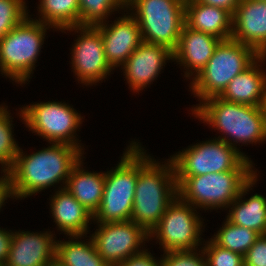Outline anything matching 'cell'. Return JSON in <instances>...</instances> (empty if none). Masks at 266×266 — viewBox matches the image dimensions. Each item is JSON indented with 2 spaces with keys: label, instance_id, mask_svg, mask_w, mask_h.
Segmentation results:
<instances>
[{
  "label": "cell",
  "instance_id": "1",
  "mask_svg": "<svg viewBox=\"0 0 266 266\" xmlns=\"http://www.w3.org/2000/svg\"><path fill=\"white\" fill-rule=\"evenodd\" d=\"M51 144L28 156L19 148L14 164L8 170L15 199L35 195L61 181L66 185L71 169L83 159V153L78 147L63 143Z\"/></svg>",
  "mask_w": 266,
  "mask_h": 266
},
{
  "label": "cell",
  "instance_id": "2",
  "mask_svg": "<svg viewBox=\"0 0 266 266\" xmlns=\"http://www.w3.org/2000/svg\"><path fill=\"white\" fill-rule=\"evenodd\" d=\"M145 153L138 144V179L131 220L150 233L178 197V185L170 159L161 165Z\"/></svg>",
  "mask_w": 266,
  "mask_h": 266
},
{
  "label": "cell",
  "instance_id": "3",
  "mask_svg": "<svg viewBox=\"0 0 266 266\" xmlns=\"http://www.w3.org/2000/svg\"><path fill=\"white\" fill-rule=\"evenodd\" d=\"M191 111L196 118L225 135L216 139L234 148H237L235 145L238 142L246 145V143L256 144V142L266 140V119L263 106L238 104L214 96L203 100Z\"/></svg>",
  "mask_w": 266,
  "mask_h": 266
},
{
  "label": "cell",
  "instance_id": "4",
  "mask_svg": "<svg viewBox=\"0 0 266 266\" xmlns=\"http://www.w3.org/2000/svg\"><path fill=\"white\" fill-rule=\"evenodd\" d=\"M260 56L251 46L232 39L221 40L207 65L192 78V93L200 101L219 96L235 76L246 70Z\"/></svg>",
  "mask_w": 266,
  "mask_h": 266
},
{
  "label": "cell",
  "instance_id": "5",
  "mask_svg": "<svg viewBox=\"0 0 266 266\" xmlns=\"http://www.w3.org/2000/svg\"><path fill=\"white\" fill-rule=\"evenodd\" d=\"M256 172L254 169L228 170L198 176H175L178 196L195 208H229Z\"/></svg>",
  "mask_w": 266,
  "mask_h": 266
},
{
  "label": "cell",
  "instance_id": "6",
  "mask_svg": "<svg viewBox=\"0 0 266 266\" xmlns=\"http://www.w3.org/2000/svg\"><path fill=\"white\" fill-rule=\"evenodd\" d=\"M51 26L30 19L29 15L0 39V72L24 84L30 78Z\"/></svg>",
  "mask_w": 266,
  "mask_h": 266
},
{
  "label": "cell",
  "instance_id": "7",
  "mask_svg": "<svg viewBox=\"0 0 266 266\" xmlns=\"http://www.w3.org/2000/svg\"><path fill=\"white\" fill-rule=\"evenodd\" d=\"M130 144L116 168L105 173L102 201L93 215L97 223L131 220L138 179V143Z\"/></svg>",
  "mask_w": 266,
  "mask_h": 266
},
{
  "label": "cell",
  "instance_id": "8",
  "mask_svg": "<svg viewBox=\"0 0 266 266\" xmlns=\"http://www.w3.org/2000/svg\"><path fill=\"white\" fill-rule=\"evenodd\" d=\"M186 0H127L126 9L136 11L143 41L174 51L185 24Z\"/></svg>",
  "mask_w": 266,
  "mask_h": 266
},
{
  "label": "cell",
  "instance_id": "9",
  "mask_svg": "<svg viewBox=\"0 0 266 266\" xmlns=\"http://www.w3.org/2000/svg\"><path fill=\"white\" fill-rule=\"evenodd\" d=\"M175 176H198L228 170H252L253 163L239 149L220 139L196 143L170 157Z\"/></svg>",
  "mask_w": 266,
  "mask_h": 266
},
{
  "label": "cell",
  "instance_id": "10",
  "mask_svg": "<svg viewBox=\"0 0 266 266\" xmlns=\"http://www.w3.org/2000/svg\"><path fill=\"white\" fill-rule=\"evenodd\" d=\"M26 106L20 110L19 116L30 131L49 143L69 144L83 150L75 139L76 130L83 117L72 106L54 101Z\"/></svg>",
  "mask_w": 266,
  "mask_h": 266
},
{
  "label": "cell",
  "instance_id": "11",
  "mask_svg": "<svg viewBox=\"0 0 266 266\" xmlns=\"http://www.w3.org/2000/svg\"><path fill=\"white\" fill-rule=\"evenodd\" d=\"M192 207L179 196L174 199L149 233V240L156 236L164 252L197 249L203 222Z\"/></svg>",
  "mask_w": 266,
  "mask_h": 266
},
{
  "label": "cell",
  "instance_id": "12",
  "mask_svg": "<svg viewBox=\"0 0 266 266\" xmlns=\"http://www.w3.org/2000/svg\"><path fill=\"white\" fill-rule=\"evenodd\" d=\"M98 226L91 238L97 252L110 266H118L130 256L144 251L140 248L149 239V233L132 220L98 223Z\"/></svg>",
  "mask_w": 266,
  "mask_h": 266
},
{
  "label": "cell",
  "instance_id": "13",
  "mask_svg": "<svg viewBox=\"0 0 266 266\" xmlns=\"http://www.w3.org/2000/svg\"><path fill=\"white\" fill-rule=\"evenodd\" d=\"M63 30L80 32L72 48V68L77 79L90 85L106 78L112 71L107 63L101 33L94 26H75Z\"/></svg>",
  "mask_w": 266,
  "mask_h": 266
},
{
  "label": "cell",
  "instance_id": "14",
  "mask_svg": "<svg viewBox=\"0 0 266 266\" xmlns=\"http://www.w3.org/2000/svg\"><path fill=\"white\" fill-rule=\"evenodd\" d=\"M130 15L119 17L114 24L103 22L94 26L101 33L105 58L113 70L120 67L143 42L139 24L132 12Z\"/></svg>",
  "mask_w": 266,
  "mask_h": 266
},
{
  "label": "cell",
  "instance_id": "15",
  "mask_svg": "<svg viewBox=\"0 0 266 266\" xmlns=\"http://www.w3.org/2000/svg\"><path fill=\"white\" fill-rule=\"evenodd\" d=\"M170 59L173 60V51L169 48L143 41L121 67L129 87L139 92L158 77Z\"/></svg>",
  "mask_w": 266,
  "mask_h": 266
},
{
  "label": "cell",
  "instance_id": "16",
  "mask_svg": "<svg viewBox=\"0 0 266 266\" xmlns=\"http://www.w3.org/2000/svg\"><path fill=\"white\" fill-rule=\"evenodd\" d=\"M231 39L266 55V1L240 0L232 15Z\"/></svg>",
  "mask_w": 266,
  "mask_h": 266
},
{
  "label": "cell",
  "instance_id": "17",
  "mask_svg": "<svg viewBox=\"0 0 266 266\" xmlns=\"http://www.w3.org/2000/svg\"><path fill=\"white\" fill-rule=\"evenodd\" d=\"M51 233H12L9 254L4 266H47L56 260L57 241Z\"/></svg>",
  "mask_w": 266,
  "mask_h": 266
},
{
  "label": "cell",
  "instance_id": "18",
  "mask_svg": "<svg viewBox=\"0 0 266 266\" xmlns=\"http://www.w3.org/2000/svg\"><path fill=\"white\" fill-rule=\"evenodd\" d=\"M220 41L214 35L196 31L184 24L178 45L173 51V59L184 66L185 77L190 79L207 65Z\"/></svg>",
  "mask_w": 266,
  "mask_h": 266
},
{
  "label": "cell",
  "instance_id": "19",
  "mask_svg": "<svg viewBox=\"0 0 266 266\" xmlns=\"http://www.w3.org/2000/svg\"><path fill=\"white\" fill-rule=\"evenodd\" d=\"M265 58L266 55H261L251 66L235 76L219 97L238 104L263 106L266 99V74L259 67Z\"/></svg>",
  "mask_w": 266,
  "mask_h": 266
},
{
  "label": "cell",
  "instance_id": "20",
  "mask_svg": "<svg viewBox=\"0 0 266 266\" xmlns=\"http://www.w3.org/2000/svg\"><path fill=\"white\" fill-rule=\"evenodd\" d=\"M50 207L58 230L67 236H86L93 214L64 187L55 192Z\"/></svg>",
  "mask_w": 266,
  "mask_h": 266
},
{
  "label": "cell",
  "instance_id": "21",
  "mask_svg": "<svg viewBox=\"0 0 266 266\" xmlns=\"http://www.w3.org/2000/svg\"><path fill=\"white\" fill-rule=\"evenodd\" d=\"M185 24L221 40L231 39L232 14L221 7L200 3L196 0L185 1Z\"/></svg>",
  "mask_w": 266,
  "mask_h": 266
},
{
  "label": "cell",
  "instance_id": "22",
  "mask_svg": "<svg viewBox=\"0 0 266 266\" xmlns=\"http://www.w3.org/2000/svg\"><path fill=\"white\" fill-rule=\"evenodd\" d=\"M257 173L241 188L239 196L229 205L227 219L238 226L252 229L260 235L266 234V198L254 194L247 200L243 196L257 181ZM242 200V201H241Z\"/></svg>",
  "mask_w": 266,
  "mask_h": 266
},
{
  "label": "cell",
  "instance_id": "23",
  "mask_svg": "<svg viewBox=\"0 0 266 266\" xmlns=\"http://www.w3.org/2000/svg\"><path fill=\"white\" fill-rule=\"evenodd\" d=\"M80 159L71 169L65 187L93 215L99 209L105 186V173L85 171Z\"/></svg>",
  "mask_w": 266,
  "mask_h": 266
},
{
  "label": "cell",
  "instance_id": "24",
  "mask_svg": "<svg viewBox=\"0 0 266 266\" xmlns=\"http://www.w3.org/2000/svg\"><path fill=\"white\" fill-rule=\"evenodd\" d=\"M82 237L73 235L71 240L57 241L56 260L62 266H110L97 252L92 238L89 242L77 240Z\"/></svg>",
  "mask_w": 266,
  "mask_h": 266
},
{
  "label": "cell",
  "instance_id": "25",
  "mask_svg": "<svg viewBox=\"0 0 266 266\" xmlns=\"http://www.w3.org/2000/svg\"><path fill=\"white\" fill-rule=\"evenodd\" d=\"M38 21L63 30L79 26V0H40Z\"/></svg>",
  "mask_w": 266,
  "mask_h": 266
},
{
  "label": "cell",
  "instance_id": "26",
  "mask_svg": "<svg viewBox=\"0 0 266 266\" xmlns=\"http://www.w3.org/2000/svg\"><path fill=\"white\" fill-rule=\"evenodd\" d=\"M214 236L211 240L216 245L244 256L260 234L252 229L235 225L226 219L222 228Z\"/></svg>",
  "mask_w": 266,
  "mask_h": 266
},
{
  "label": "cell",
  "instance_id": "27",
  "mask_svg": "<svg viewBox=\"0 0 266 266\" xmlns=\"http://www.w3.org/2000/svg\"><path fill=\"white\" fill-rule=\"evenodd\" d=\"M127 0H79V26L106 22L110 12L126 8ZM125 7V8H124Z\"/></svg>",
  "mask_w": 266,
  "mask_h": 266
},
{
  "label": "cell",
  "instance_id": "28",
  "mask_svg": "<svg viewBox=\"0 0 266 266\" xmlns=\"http://www.w3.org/2000/svg\"><path fill=\"white\" fill-rule=\"evenodd\" d=\"M5 106H0V164L8 171L14 164L19 148L12 134V120Z\"/></svg>",
  "mask_w": 266,
  "mask_h": 266
},
{
  "label": "cell",
  "instance_id": "29",
  "mask_svg": "<svg viewBox=\"0 0 266 266\" xmlns=\"http://www.w3.org/2000/svg\"><path fill=\"white\" fill-rule=\"evenodd\" d=\"M24 0H0V39L27 16Z\"/></svg>",
  "mask_w": 266,
  "mask_h": 266
},
{
  "label": "cell",
  "instance_id": "30",
  "mask_svg": "<svg viewBox=\"0 0 266 266\" xmlns=\"http://www.w3.org/2000/svg\"><path fill=\"white\" fill-rule=\"evenodd\" d=\"M205 244L201 249L206 255L207 266H244L242 254L222 248L212 240L205 242Z\"/></svg>",
  "mask_w": 266,
  "mask_h": 266
},
{
  "label": "cell",
  "instance_id": "31",
  "mask_svg": "<svg viewBox=\"0 0 266 266\" xmlns=\"http://www.w3.org/2000/svg\"><path fill=\"white\" fill-rule=\"evenodd\" d=\"M164 254L161 258L163 266H207L206 255L203 250H201V254H197L196 249L169 251L164 252Z\"/></svg>",
  "mask_w": 266,
  "mask_h": 266
},
{
  "label": "cell",
  "instance_id": "32",
  "mask_svg": "<svg viewBox=\"0 0 266 266\" xmlns=\"http://www.w3.org/2000/svg\"><path fill=\"white\" fill-rule=\"evenodd\" d=\"M244 266H266V234L260 235L246 252Z\"/></svg>",
  "mask_w": 266,
  "mask_h": 266
},
{
  "label": "cell",
  "instance_id": "33",
  "mask_svg": "<svg viewBox=\"0 0 266 266\" xmlns=\"http://www.w3.org/2000/svg\"><path fill=\"white\" fill-rule=\"evenodd\" d=\"M147 251V249H144V251L130 256L118 266H163L161 259L160 261L154 259L155 257H153L152 254Z\"/></svg>",
  "mask_w": 266,
  "mask_h": 266
},
{
  "label": "cell",
  "instance_id": "34",
  "mask_svg": "<svg viewBox=\"0 0 266 266\" xmlns=\"http://www.w3.org/2000/svg\"><path fill=\"white\" fill-rule=\"evenodd\" d=\"M4 176L0 177V209L4 205V201L10 198H15L12 178L9 171H3Z\"/></svg>",
  "mask_w": 266,
  "mask_h": 266
},
{
  "label": "cell",
  "instance_id": "35",
  "mask_svg": "<svg viewBox=\"0 0 266 266\" xmlns=\"http://www.w3.org/2000/svg\"><path fill=\"white\" fill-rule=\"evenodd\" d=\"M12 232L6 231V229L0 228V264L2 266L5 265L8 254L9 248L12 240Z\"/></svg>",
  "mask_w": 266,
  "mask_h": 266
},
{
  "label": "cell",
  "instance_id": "36",
  "mask_svg": "<svg viewBox=\"0 0 266 266\" xmlns=\"http://www.w3.org/2000/svg\"><path fill=\"white\" fill-rule=\"evenodd\" d=\"M200 3L212 5L215 7H221L234 14L236 7L239 5L240 0H196Z\"/></svg>",
  "mask_w": 266,
  "mask_h": 266
},
{
  "label": "cell",
  "instance_id": "37",
  "mask_svg": "<svg viewBox=\"0 0 266 266\" xmlns=\"http://www.w3.org/2000/svg\"><path fill=\"white\" fill-rule=\"evenodd\" d=\"M47 266H62L57 260H54L53 262L49 263Z\"/></svg>",
  "mask_w": 266,
  "mask_h": 266
},
{
  "label": "cell",
  "instance_id": "38",
  "mask_svg": "<svg viewBox=\"0 0 266 266\" xmlns=\"http://www.w3.org/2000/svg\"><path fill=\"white\" fill-rule=\"evenodd\" d=\"M263 109H264L265 119H266V99L264 100V103H263Z\"/></svg>",
  "mask_w": 266,
  "mask_h": 266
}]
</instances>
